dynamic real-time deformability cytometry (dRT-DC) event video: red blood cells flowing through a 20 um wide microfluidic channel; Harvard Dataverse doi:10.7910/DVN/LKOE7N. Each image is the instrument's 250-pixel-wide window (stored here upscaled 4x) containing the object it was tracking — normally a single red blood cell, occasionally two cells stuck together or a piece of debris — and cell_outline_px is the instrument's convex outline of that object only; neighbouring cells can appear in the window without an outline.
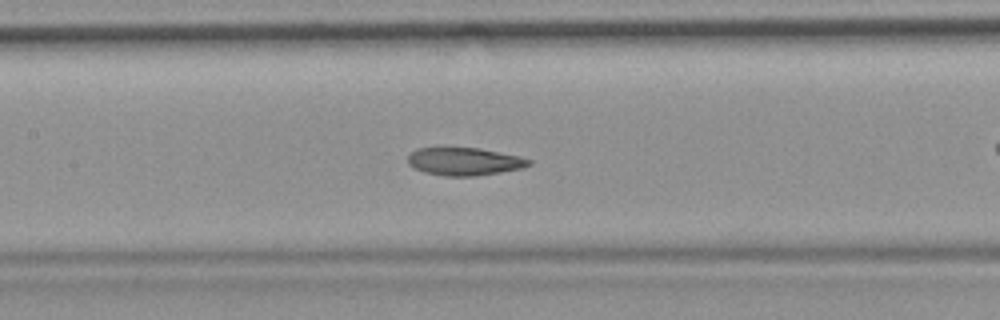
{"species": "common noctule bat (a hibernating species)", "species_latin": "Nyctalus noctula", "temperature_condition": "room temperature", "stored_images_in_passage": 53, "camera_frame_rate_fps": 3000, "um_per_image_px": 0.085, "animal": {"sex": "female", "body_mass_g": 19.9}, "frame": {"image": 1, "passage_image": 23, "time_ms": 7.333, "image_size_px": [1000, 320], "cell_outline_px": [[532, 164], [524, 168], [476, 176], [444, 176], [424, 172], [408, 164], [408, 156], [416, 148], [480, 148], [520, 156], [532, 160]], "centroid_in_image_um": [39.51, 13.73], "position_along_channel_um": 167.9, "area_um2": 19.65}, "authors_computed_cell_mechanics": {"area_um2": 20.6924, "velocity_mm_per_s": 3.709, "shape_relaxation_time_tau1_ms": 8.2689, "shape_relaxation_time_tau2_ms": 2.3966, "deformation_change_tau1": 0.1926, "deformation_change_tau2": 0.0782}}